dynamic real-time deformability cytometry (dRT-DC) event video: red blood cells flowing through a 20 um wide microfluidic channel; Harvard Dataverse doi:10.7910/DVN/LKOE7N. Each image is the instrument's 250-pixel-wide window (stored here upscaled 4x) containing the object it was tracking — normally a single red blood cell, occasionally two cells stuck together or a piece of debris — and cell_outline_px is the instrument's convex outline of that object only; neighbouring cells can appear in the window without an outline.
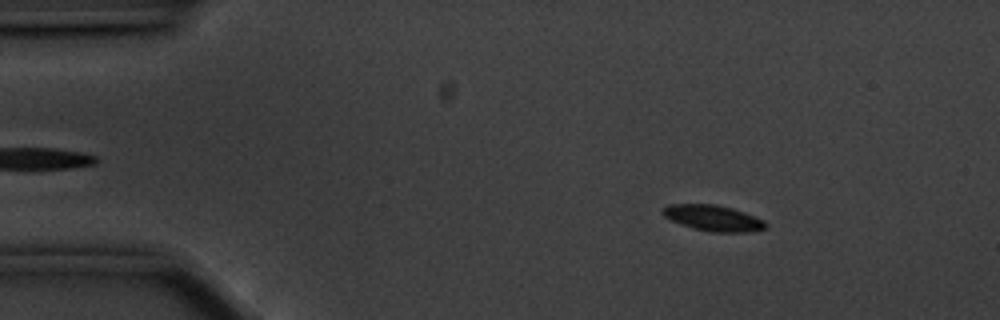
{"species": "common noctule bat (a hibernating species)", "species_latin": "Nyctalus noctula", "temperature_condition": "cold", "stored_images_in_passage": 56, "camera_frame_rate_fps": 3000, "um_per_image_px": 0.085, "animal": {"sex": "male", "body_mass_g": 20.1, "forearm_length_mm": 53.5}, "frame": {"image": 1, "passage_image": 8, "time_ms": 2.333, "image_size_px": [1000, 320], "cell_outline_px": [[768, 228], [748, 232], [712, 232], [692, 228], [672, 220], [664, 216], [660, 212], [668, 204], [716, 204], [732, 208], [744, 212], [764, 220], [768, 224]], "centroid_in_image_um": [60.65, 18.53], "position_along_channel_um": 24.4, "area_um2": 15.55}}
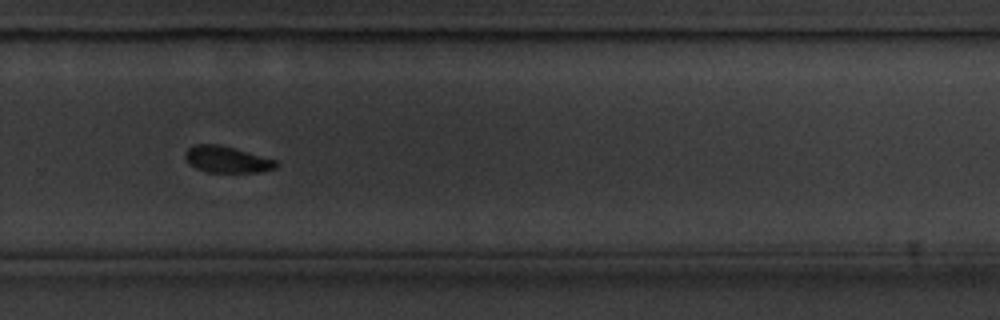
{"frame": {"image": 2, "passage_image": 38, "time_ms": 12.333, "image_size_px": [1000, 320], "cell_outline_px": [[280, 164], [276, 168], [256, 172], [208, 172], [196, 168], [188, 164], [184, 156], [184, 152], [188, 148], [196, 144], [220, 144], [276, 160]], "centroid_in_image_um": [19.26, 13.55], "position_along_channel_um": 310.5, "area_um2": 14.05}}
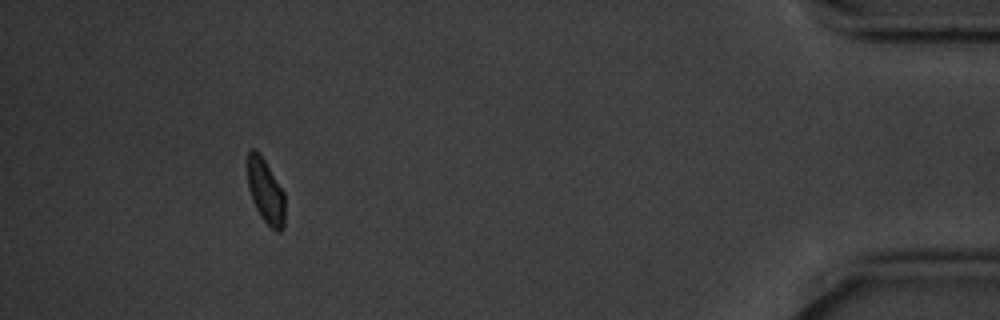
{"frame": {"image": 3, "passage_image": 52, "time_ms": 17.0, "image_size_px": [1000, 320], "cell_outline_px": [[284, 228], [280, 232], [276, 232], [260, 216], [252, 200], [248, 188], [248, 148], [256, 148], [264, 160], [284, 192]], "centroid_in_image_um": [22.57, 16.26], "position_along_channel_um": 412.6, "area_um2": 13.99}, "authors_computed_cell_mechanics": {"area_um2": 15.317, "velocity_mm_per_s": 3.5153, "shape_relaxation_time_tau1_ms": null, "shape_relaxation_time_tau2_ms": 10.6105, "deformation_change_tau1": null, "deformation_change_tau2": 0.1434}}